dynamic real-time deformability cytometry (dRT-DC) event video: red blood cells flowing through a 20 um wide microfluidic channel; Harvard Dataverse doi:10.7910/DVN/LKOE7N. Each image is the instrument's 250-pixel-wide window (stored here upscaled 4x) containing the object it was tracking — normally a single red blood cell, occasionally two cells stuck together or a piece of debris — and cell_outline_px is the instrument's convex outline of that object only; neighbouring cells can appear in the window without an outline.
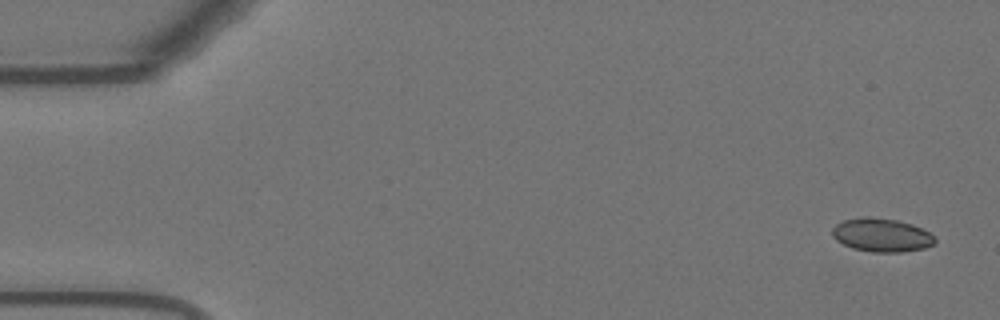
{"species": "Egyptian fruit bat (a non-hibernating species)", "species_latin": "Rousettus aegyptiacus", "temperature_condition": "warm", "stored_images_in_passage": 54, "camera_frame_rate_fps": 3000, "um_per_image_px": 0.085, "animal": {"sex": "female"}, "frame": {"image": 1, "passage_image": 1, "time_ms": 0.0, "image_size_px": [1000, 320], "cell_outline_px": [[936, 244], [924, 248], [900, 252], [872, 252], [852, 248], [836, 240], [832, 236], [832, 228], [836, 224], [844, 220], [864, 216], [868, 216], [896, 220], [912, 224], [936, 236]], "centroid_in_image_um": [74.94, 19.98], "position_along_channel_um": 10.1, "area_um2": 20.11}}
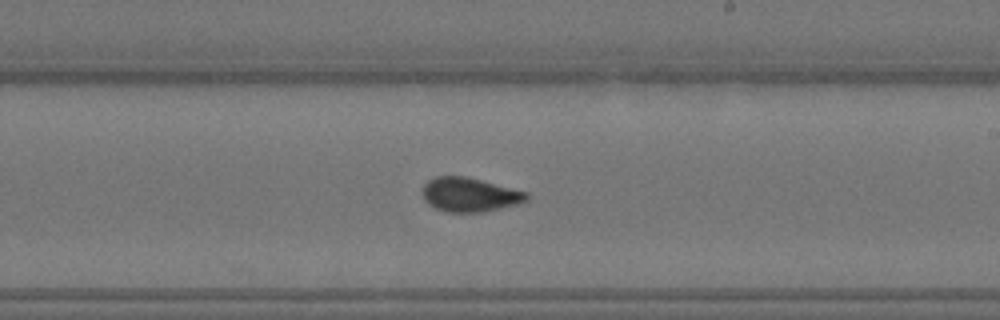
{"frame": {"image": 2, "passage_image": 31, "time_ms": 10.0, "image_size_px": [1000, 320], "cell_outline_px": [[528, 200], [516, 204], [500, 208], [480, 212], [444, 212], [428, 204], [424, 200], [424, 184], [428, 180], [436, 176], [464, 176], [528, 192]], "centroid_in_image_um": [39.91, 16.55], "position_along_channel_um": 249.1, "area_um2": 20.46}}
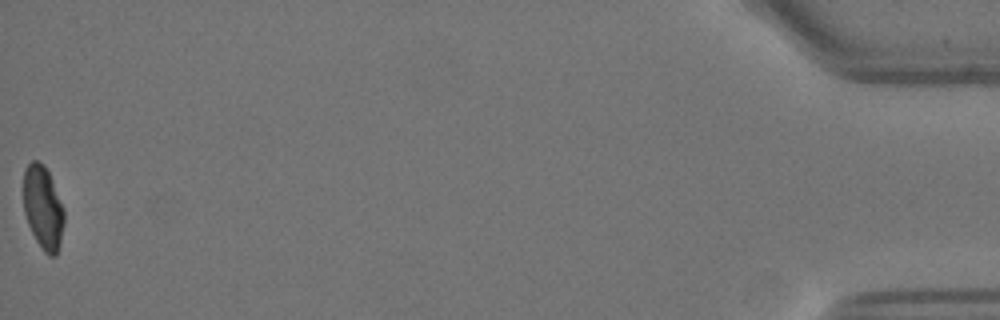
{"frame": {"image": 3, "passage_image": 54, "time_ms": 17.667, "image_size_px": [1000, 320], "cell_outline_px": [[64, 224], [60, 244], [56, 256], [48, 256], [44, 252], [36, 240], [28, 224], [24, 212], [24, 168], [32, 160], [36, 160], [44, 164], [48, 172], [64, 208]], "centroid_in_image_um": [3.66, 17.66], "position_along_channel_um": 431.5, "area_um2": 19.77}, "authors_computed_cell_mechanics": {"area_um2": 20.4034, "velocity_mm_per_s": 3.6871, "shape_relaxation_time_tau1_ms": 4.7554, "shape_relaxation_time_tau2_ms": 1.1059, "deformation_change_tau1": 0.1251, "deformation_change_tau2": 0.044}}